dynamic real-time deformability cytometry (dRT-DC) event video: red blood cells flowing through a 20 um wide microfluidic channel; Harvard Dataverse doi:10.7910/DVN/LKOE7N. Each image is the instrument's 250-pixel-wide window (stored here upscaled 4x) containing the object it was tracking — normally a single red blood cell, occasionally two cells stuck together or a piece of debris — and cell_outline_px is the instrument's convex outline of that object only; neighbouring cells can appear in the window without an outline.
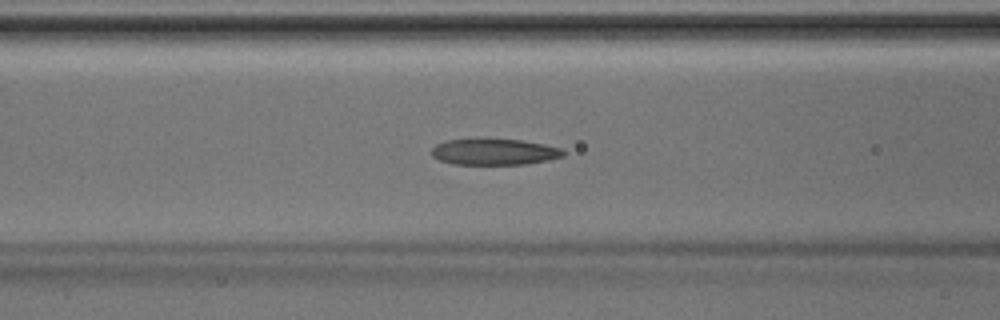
{"species": "Egyptian fruit bat (a non-hibernating species)", "species_latin": "Rousettus aegyptiacus", "temperature_condition": "room temperature", "stored_images_in_passage": 47, "camera_frame_rate_fps": 3000, "um_per_image_px": 0.085, "animal": {"sex": "male"}, "frame": {"image": 1, "passage_image": 19, "time_ms": 6.0, "image_size_px": [1000, 320], "cell_outline_px": [[568, 152], [564, 156], [548, 160], [524, 164], [452, 164], [440, 160], [432, 156], [432, 148], [436, 144], [444, 140], [524, 140], [544, 144], [560, 148]], "centroid_in_image_um": [42.05, 12.92], "position_along_channel_um": 124.6, "area_um2": 19.88}}
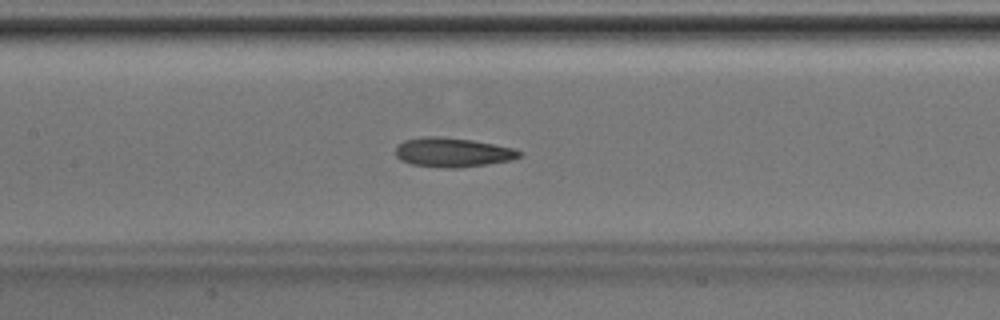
{"frame": {"image": 2, "passage_image": 22, "time_ms": 7.0, "image_size_px": [1000, 320], "cell_outline_px": [[524, 152], [520, 156], [508, 160], [460, 168], [444, 168], [412, 164], [400, 160], [396, 156], [396, 144], [404, 140], [420, 136], [440, 136], [472, 140], [512, 148]], "centroid_in_image_um": [38.4, 12.94], "position_along_channel_um": 169.0, "area_um2": 21.1}}
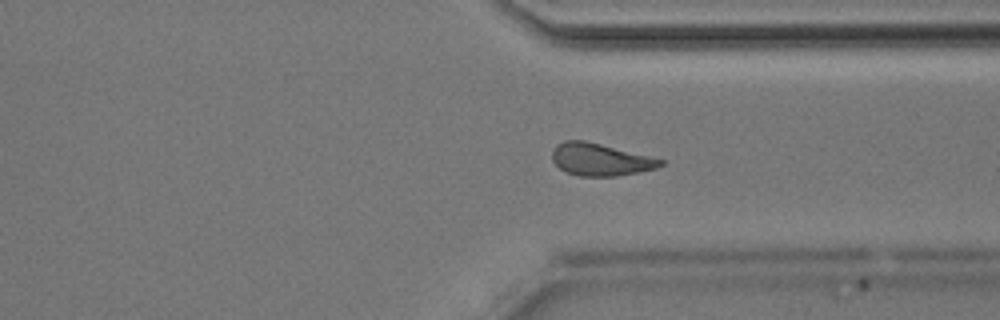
{"frame": {"image": 3, "passage_image": 35, "time_ms": 11.333, "image_size_px": [1000, 320], "cell_outline_px": [[664, 164], [656, 168], [616, 176], [580, 176], [564, 172], [552, 160], [552, 148], [556, 144], [564, 140], [584, 140], [664, 160]], "centroid_in_image_um": [50.96, 13.56], "position_along_channel_um": 360.4, "area_um2": 20.23}}